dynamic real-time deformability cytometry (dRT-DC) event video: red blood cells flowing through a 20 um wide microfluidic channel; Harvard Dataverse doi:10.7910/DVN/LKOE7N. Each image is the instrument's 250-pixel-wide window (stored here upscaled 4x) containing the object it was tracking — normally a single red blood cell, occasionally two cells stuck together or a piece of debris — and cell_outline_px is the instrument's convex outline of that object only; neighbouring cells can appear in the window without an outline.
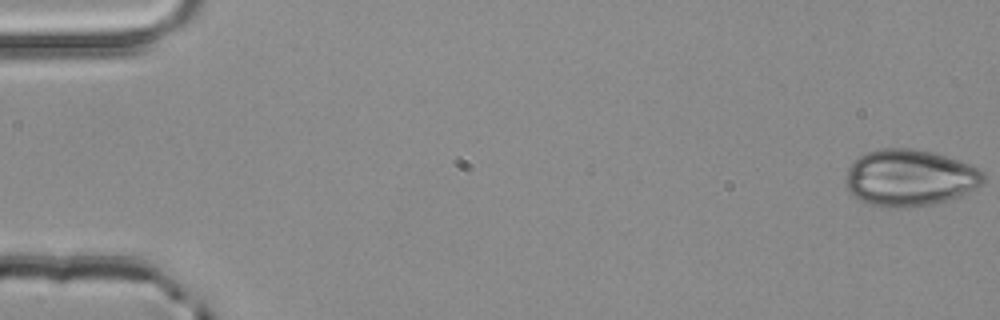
{"species": "common noctule bat (a hibernating species)", "species_latin": "Nyctalus noctula", "temperature_condition": "room temperature", "stored_images_in_passage": 5, "camera_frame_rate_fps": 3000, "um_per_image_px": 0.085, "animal": {"sex": "male", "body_mass_g": 20.4}, "frame": {"image": 1, "passage_image": 1, "time_ms": 0.0, "image_size_px": [1000, 320], "cell_outline_px": [[984, 180], [976, 188], [968, 192], [948, 200], [932, 204], [900, 208], [892, 208], [872, 204], [860, 200], [852, 196], [848, 192], [848, 168], [852, 160], [868, 152], [880, 148], [912, 148], [932, 152], [968, 164], [984, 172]], "centroid_in_image_um": [77.31, 15.11], "position_along_channel_um": 7.7, "area_um2": 45.08}}